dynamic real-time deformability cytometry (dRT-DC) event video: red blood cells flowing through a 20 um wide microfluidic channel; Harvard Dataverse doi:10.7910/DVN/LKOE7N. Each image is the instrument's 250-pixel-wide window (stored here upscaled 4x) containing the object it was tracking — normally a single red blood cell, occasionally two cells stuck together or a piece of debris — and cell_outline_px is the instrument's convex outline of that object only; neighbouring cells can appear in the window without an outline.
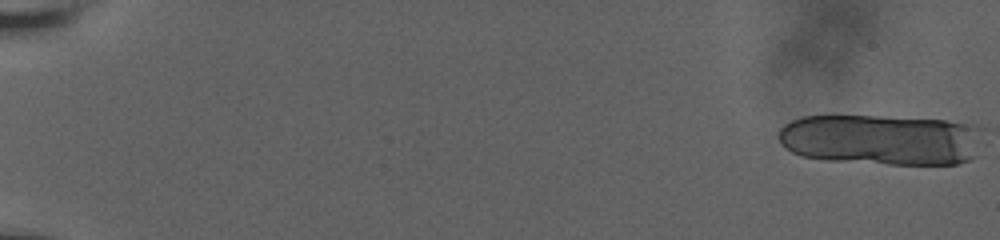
{"species": "human", "species_latin": "Homo sapiens", "temperature_condition": "room temperature", "stored_images_in_passage": 20, "camera_frame_rate_fps": 3000, "um_per_image_px": 0.085, "donor": {"sex": "male"}, "frame": {"image": 1, "passage_image": 1, "time_ms": 0.0, "image_size_px": [1000, 240], "cell_outline_px": [[984, 128], [972, 156], [968, 160], [956, 164], [888, 164], [824, 160], [804, 156], [792, 152], [776, 136], [780, 128], [784, 124], [792, 120], [804, 116], [876, 116], [944, 120], [980, 124]], "centroid_in_image_um": [74.92, 11.86], "position_along_channel_um": 10.1, "area_um2": 60.81}}